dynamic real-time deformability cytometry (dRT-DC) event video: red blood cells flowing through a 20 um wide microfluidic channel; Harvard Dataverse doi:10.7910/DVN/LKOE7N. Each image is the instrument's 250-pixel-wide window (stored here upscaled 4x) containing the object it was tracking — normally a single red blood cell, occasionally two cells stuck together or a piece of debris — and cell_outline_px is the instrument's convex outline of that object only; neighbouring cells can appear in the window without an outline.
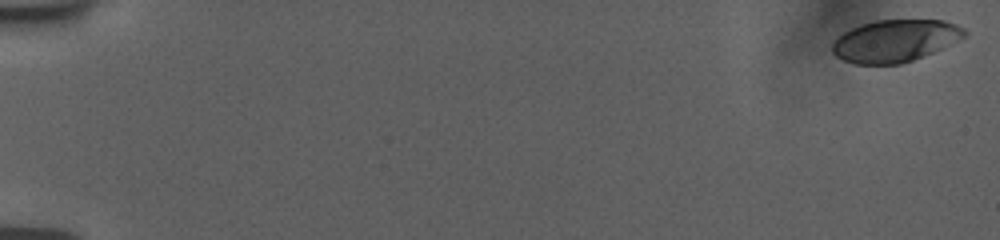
{"species": "human", "species_latin": "Homo sapiens", "temperature_condition": "room temperature", "stored_images_in_passage": 56, "camera_frame_rate_fps": 3000, "um_per_image_px": 0.085, "donor": {"sex": "female"}, "frame": {"image": 1, "passage_image": 1, "time_ms": 0.0, "image_size_px": [1000, 240], "cell_outline_px": [[968, 32], [960, 40], [932, 52], [912, 60], [900, 64], [856, 64], [844, 60], [836, 56], [832, 52], [832, 40], [844, 32], [860, 24], [876, 20], [944, 20], [956, 24], [964, 28]], "centroid_in_image_um": [76.07, 3.46], "position_along_channel_um": 8.9, "area_um2": 32.48}}
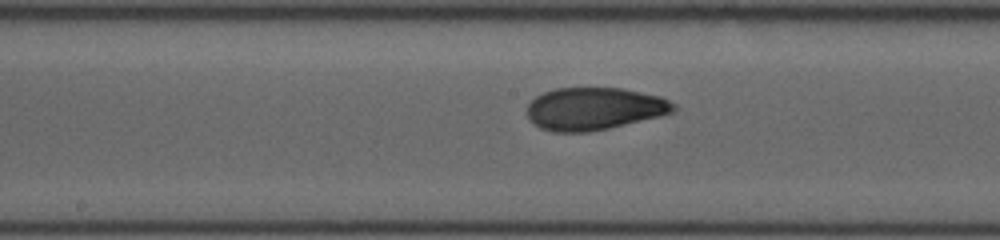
{"frame": {"image": 2, "passage_image": 31, "time_ms": 10.0, "image_size_px": [1000, 240], "cell_outline_px": [[676, 108], [672, 112], [660, 116], [608, 128], [588, 132], [552, 132], [540, 128], [528, 120], [528, 104], [536, 96], [544, 92], [556, 88], [624, 88], [660, 96], [676, 104]], "centroid_in_image_um": [50.49, 9.24], "position_along_channel_um": 197.7, "area_um2": 36.3}}
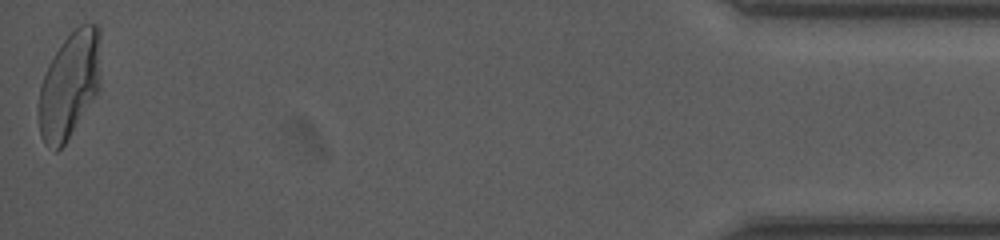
{"frame": {"image": 3, "passage_image": 56, "time_ms": 18.333, "image_size_px": [1000, 240], "cell_outline_px": [[100, 88], [64, 144], [56, 152], [44, 144], [40, 136], [40, 84], [56, 52], [64, 40], [80, 24], [96, 24], [100, 28]], "centroid_in_image_um": [5.93, 7.21], "position_along_channel_um": 429.3, "area_um2": 37.86}, "authors_computed_cell_mechanics": {"area_um2": 35.9805, "velocity_mm_per_s": 3.7473, "shape_relaxation_time_tau1_ms": 5.4804, "shape_relaxation_time_tau2_ms": 1.416, "deformation_change_tau1": 0.189, "deformation_change_tau2": 0.0638}}